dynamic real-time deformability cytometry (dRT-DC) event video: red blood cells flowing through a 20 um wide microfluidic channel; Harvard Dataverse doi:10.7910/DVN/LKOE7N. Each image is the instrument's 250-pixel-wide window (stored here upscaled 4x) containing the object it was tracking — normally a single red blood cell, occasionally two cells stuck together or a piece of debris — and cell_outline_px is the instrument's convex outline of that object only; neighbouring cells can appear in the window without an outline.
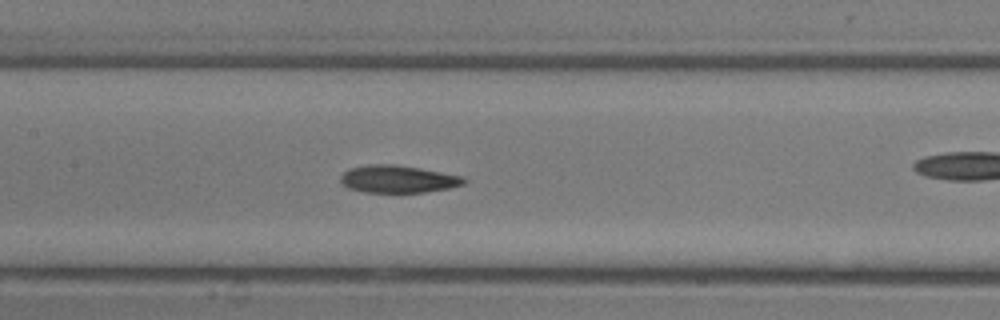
{"species": "common noctule bat (a hibernating species)", "species_latin": "Nyctalus noctula", "temperature_condition": "room temperature", "stored_images_in_passage": 15, "camera_frame_rate_fps": 3000, "um_per_image_px": 0.085, "animal": {"sex": "male", "body_mass_g": 13.3}, "frame": {"image": 1, "passage_image": 11, "time_ms": 3.333, "image_size_px": [1000, 320], "cell_outline_px": [[468, 180], [464, 184], [448, 188], [424, 192], [364, 192], [348, 188], [340, 180], [340, 176], [348, 168], [368, 164], [396, 164], [420, 168], [464, 176]], "centroid_in_image_um": [33.83, 15.21], "position_along_channel_um": 173.6, "area_um2": 19.83}}
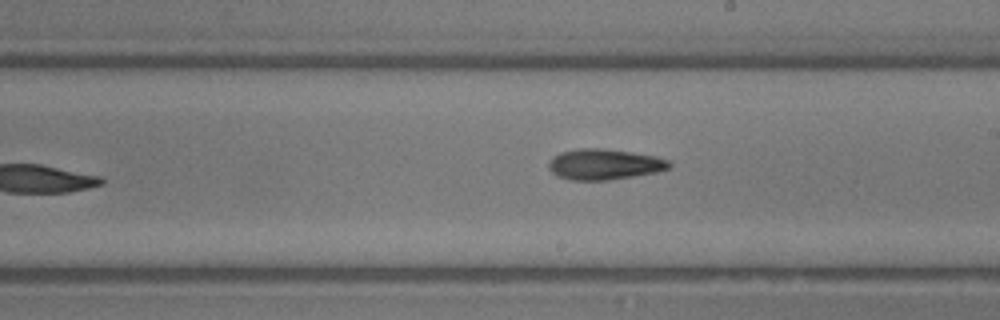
{"frame": {"image": 2, "passage_image": 15, "time_ms": 4.667, "image_size_px": [1000, 320], "cell_outline_px": [[672, 164], [668, 168], [656, 172], [608, 180], [572, 180], [556, 176], [548, 168], [548, 160], [552, 156], [560, 152], [580, 148], [604, 148], [632, 152], [656, 156], [668, 160]], "centroid_in_image_um": [51.32, 13.96], "position_along_channel_um": 237.7, "area_um2": 21.68}}